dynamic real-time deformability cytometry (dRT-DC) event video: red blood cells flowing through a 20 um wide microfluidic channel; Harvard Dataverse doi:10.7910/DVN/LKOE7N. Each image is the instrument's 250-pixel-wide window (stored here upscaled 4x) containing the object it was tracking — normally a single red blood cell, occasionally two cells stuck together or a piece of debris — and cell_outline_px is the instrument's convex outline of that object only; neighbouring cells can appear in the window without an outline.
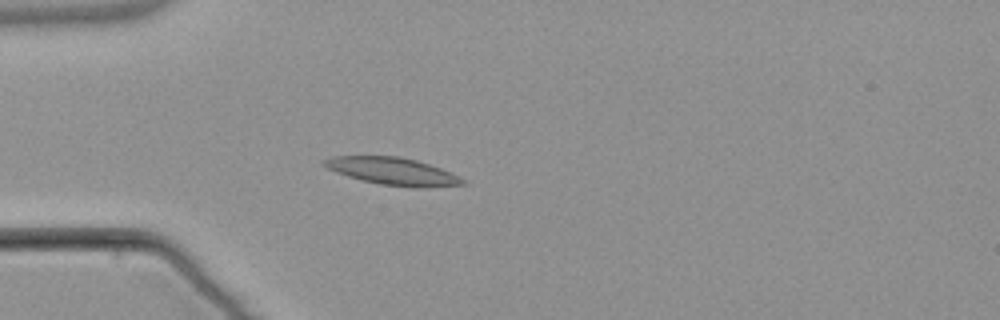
{"species": "common noctule bat (a hibernating species)", "species_latin": "Nyctalus noctula", "temperature_condition": "warm", "stored_images_in_passage": 4, "camera_frame_rate_fps": 3000, "um_per_image_px": 0.085, "animal": {"sex": "male", "body_mass_g": 21.5, "forearm_length_mm": 52.0}, "frame": {"image": 1, "passage_image": 4, "time_ms": 3.667, "image_size_px": [1000, 320], "cell_outline_px": [[468, 184], [428, 188], [412, 188], [380, 184], [360, 180], [336, 172], [320, 164], [320, 160], [332, 156], [400, 156], [416, 160], [440, 168], [464, 180]], "centroid_in_image_um": [33.34, 14.56], "position_along_channel_um": 51.7, "area_um2": 22.25}}